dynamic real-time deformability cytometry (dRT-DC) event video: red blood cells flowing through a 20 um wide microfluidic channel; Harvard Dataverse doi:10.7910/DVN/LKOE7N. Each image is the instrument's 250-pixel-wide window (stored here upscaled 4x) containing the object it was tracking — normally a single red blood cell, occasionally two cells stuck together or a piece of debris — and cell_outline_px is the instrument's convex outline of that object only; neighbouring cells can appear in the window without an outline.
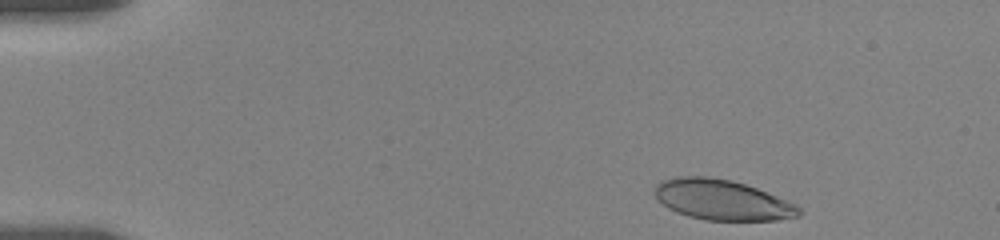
{"species": "human", "species_latin": "Homo sapiens", "temperature_condition": "room temperature", "stored_images_in_passage": 36, "camera_frame_rate_fps": 3000, "um_per_image_px": 0.085, "donor": {"sex": "female"}, "frame": {"image": 1, "passage_image": 1, "time_ms": 0.0, "image_size_px": [1000, 240], "cell_outline_px": [[800, 216], [776, 220], [704, 220], [688, 216], [676, 212], [668, 208], [656, 196], [656, 184], [660, 180], [676, 176], [708, 176], [732, 180], [756, 188], [796, 204], [800, 208]], "centroid_in_image_um": [61.37, 16.98], "position_along_channel_um": 23.6, "area_um2": 33.76}}
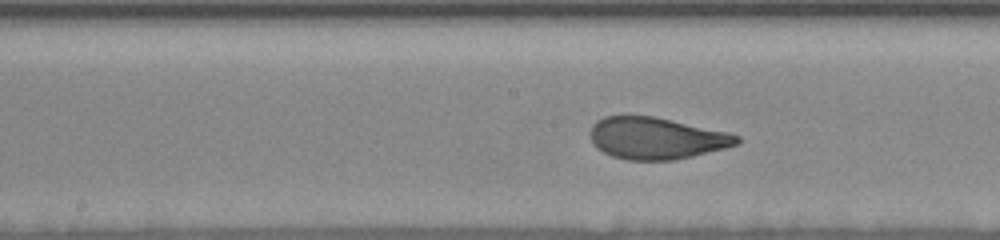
{"frame": {"image": 2, "passage_image": 19, "time_ms": 7.333, "image_size_px": [1000, 240], "cell_outline_px": [[740, 140], [736, 144], [724, 148], [676, 160], [628, 160], [612, 156], [596, 148], [592, 144], [588, 132], [592, 124], [596, 120], [604, 116], [628, 112], [656, 116], [728, 132], [740, 136]], "centroid_in_image_um": [55.69, 11.7], "position_along_channel_um": 192.5, "area_um2": 36.7}}
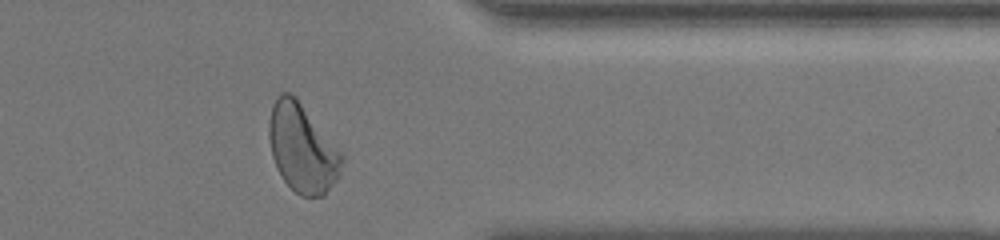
{"frame": {"image": 3, "passage_image": 33, "time_ms": 13.0, "image_size_px": [1000, 240], "cell_outline_px": [[344, 160], [340, 176], [324, 196], [300, 196], [284, 180], [276, 168], [272, 156], [268, 136], [268, 124], [272, 104], [276, 96], [280, 92], [288, 92], [296, 96], [344, 152]], "centroid_in_image_um": [25.72, 12.57], "position_along_channel_um": 385.7, "area_um2": 38.38}, "authors_computed_cell_mechanics": {"area_um2": 36.3851, "velocity_mm_per_s": 3.5478, "shape_relaxation_time_tau1_ms": 3.957, "shape_relaxation_time_tau2_ms": null, "deformation_change_tau1": 0.1769, "deformation_change_tau2": null}}